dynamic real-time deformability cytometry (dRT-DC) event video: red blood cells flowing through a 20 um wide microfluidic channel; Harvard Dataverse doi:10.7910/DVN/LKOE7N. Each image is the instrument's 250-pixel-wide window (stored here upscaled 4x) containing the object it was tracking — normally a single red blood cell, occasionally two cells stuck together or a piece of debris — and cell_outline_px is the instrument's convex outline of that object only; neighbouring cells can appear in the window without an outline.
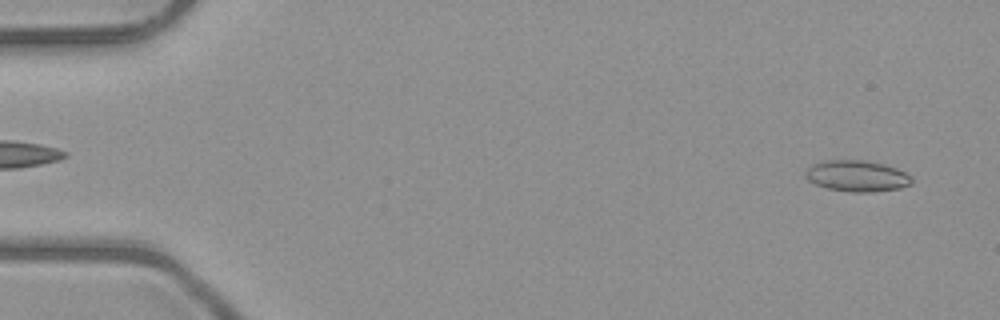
{"species": "common noctule bat (a hibernating species)", "species_latin": "Nyctalus noctula", "temperature_condition": "room temperature", "stored_images_in_passage": 50, "camera_frame_rate_fps": 3000, "um_per_image_px": 0.085, "animal": {"sex": "male", "body_mass_g": 23.1, "forearm_length_mm": 52.7}, "frame": {"image": 1, "passage_image": 2, "time_ms": 0.333, "image_size_px": [1000, 320], "cell_outline_px": [[912, 184], [900, 188], [872, 192], [852, 192], [828, 188], [816, 184], [808, 180], [804, 176], [804, 172], [812, 164], [824, 160], [864, 160], [884, 164], [896, 168], [912, 176]], "centroid_in_image_um": [72.84, 14.95], "position_along_channel_um": 12.2, "area_um2": 19.36}}
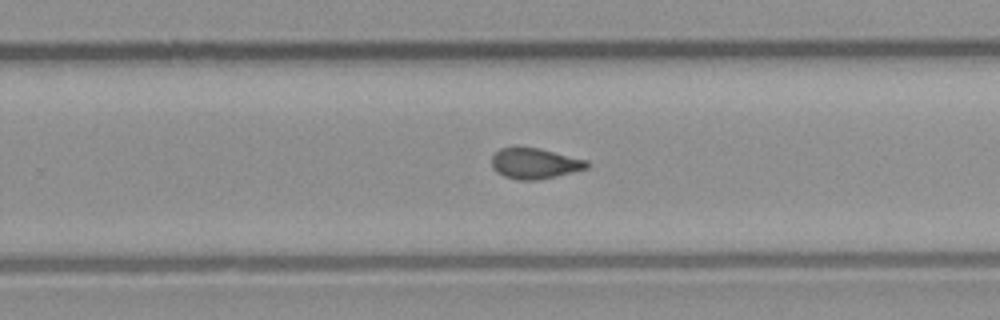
{"frame": {"image": 2, "passage_image": 32, "time_ms": 10.333, "image_size_px": [1000, 320], "cell_outline_px": [[592, 164], [588, 168], [556, 176], [536, 180], [516, 180], [504, 176], [496, 172], [492, 168], [492, 156], [500, 148], [540, 148], [588, 160]], "centroid_in_image_um": [45.48, 13.9], "position_along_channel_um": 284.3, "area_um2": 17.05}}
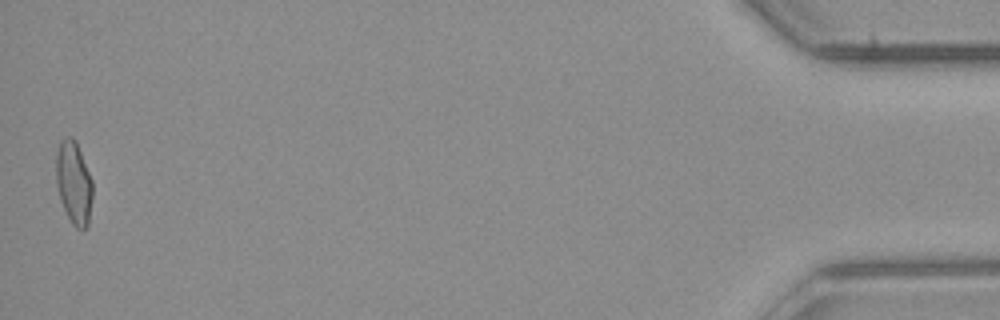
{"frame": {"image": 3, "passage_image": 50, "time_ms": 16.333, "image_size_px": [1000, 320], "cell_outline_px": [[92, 196], [88, 224], [84, 228], [76, 228], [72, 224], [60, 200], [56, 184], [56, 152], [60, 140], [68, 136], [72, 136], [76, 140], [92, 180]], "centroid_in_image_um": [6.26, 15.49], "position_along_channel_um": 428.9, "area_um2": 17.63}, "authors_computed_cell_mechanics": {"area_um2": 17.6001, "velocity_mm_per_s": 4.0318, "shape_relaxation_time_tau1_ms": null, "shape_relaxation_time_tau2_ms": 1.1762, "deformation_change_tau1": null, "deformation_change_tau2": 0.0755}}